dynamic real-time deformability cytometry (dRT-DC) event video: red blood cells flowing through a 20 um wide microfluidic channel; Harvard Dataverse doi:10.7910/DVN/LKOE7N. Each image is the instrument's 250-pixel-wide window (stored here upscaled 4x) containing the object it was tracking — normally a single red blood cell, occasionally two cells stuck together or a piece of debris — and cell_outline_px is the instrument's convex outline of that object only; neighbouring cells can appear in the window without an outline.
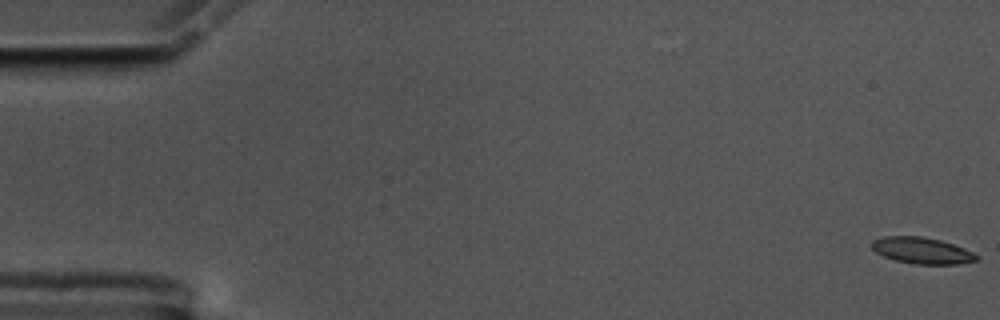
{"species": "common noctule bat (a hibernating species)", "species_latin": "Nyctalus noctula", "temperature_condition": "cold", "stored_images_in_passage": 58, "camera_frame_rate_fps": 3000, "um_per_image_px": 0.085, "animal": {"sex": "male", "body_mass_g": 17.5, "forearm_length_mm": 52.3}, "frame": {"image": 1, "passage_image": 1, "time_ms": 0.0, "image_size_px": [1000, 320], "cell_outline_px": [[980, 260], [960, 264], [916, 264], [896, 260], [884, 256], [876, 252], [872, 248], [872, 240], [884, 236], [920, 236], [940, 240], [964, 248], [980, 256]], "centroid_in_image_um": [78.4, 21.3], "position_along_channel_um": 6.6, "area_um2": 16.07}}
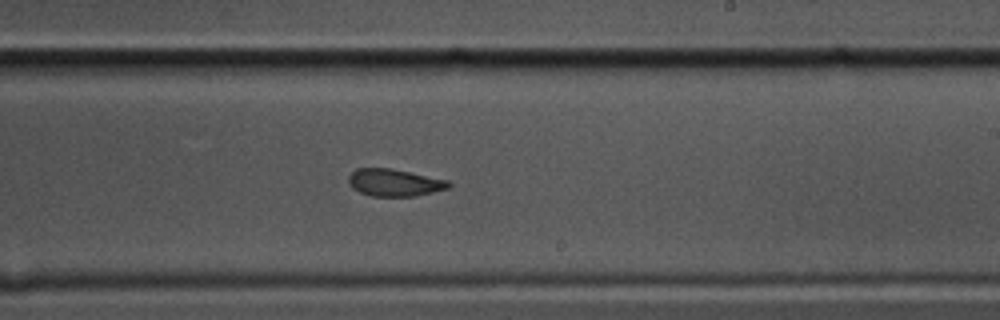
{"frame": {"image": 2, "passage_image": 35, "time_ms": 11.333, "image_size_px": [1000, 320], "cell_outline_px": [[452, 184], [448, 188], [416, 196], [372, 196], [360, 192], [352, 188], [348, 184], [348, 176], [356, 168], [392, 168], [448, 180]], "centroid_in_image_um": [33.5, 15.51], "position_along_channel_um": 255.5, "area_um2": 15.95}}
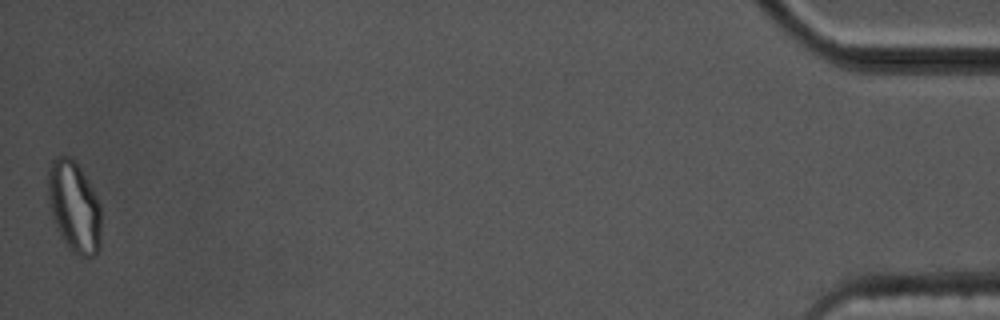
{"frame": {"image": 3, "passage_image": 58, "time_ms": 19.0, "image_size_px": [1000, 320], "cell_outline_px": [[100, 248], [96, 256], [80, 256], [72, 252], [60, 236], [52, 220], [48, 200], [48, 164], [52, 160], [60, 156], [68, 156], [80, 168], [88, 180], [100, 204]], "centroid_in_image_um": [6.29, 17.6], "position_along_channel_um": 428.9, "area_um2": 28.38}, "authors_computed_cell_mechanics": {"area_um2": 16.7042, "velocity_mm_per_s": 3.4898, "shape_relaxation_time_tau1_ms": null, "shape_relaxation_time_tau2_ms": 1.2798, "deformation_change_tau1": null, "deformation_change_tau2": 0.0643}}